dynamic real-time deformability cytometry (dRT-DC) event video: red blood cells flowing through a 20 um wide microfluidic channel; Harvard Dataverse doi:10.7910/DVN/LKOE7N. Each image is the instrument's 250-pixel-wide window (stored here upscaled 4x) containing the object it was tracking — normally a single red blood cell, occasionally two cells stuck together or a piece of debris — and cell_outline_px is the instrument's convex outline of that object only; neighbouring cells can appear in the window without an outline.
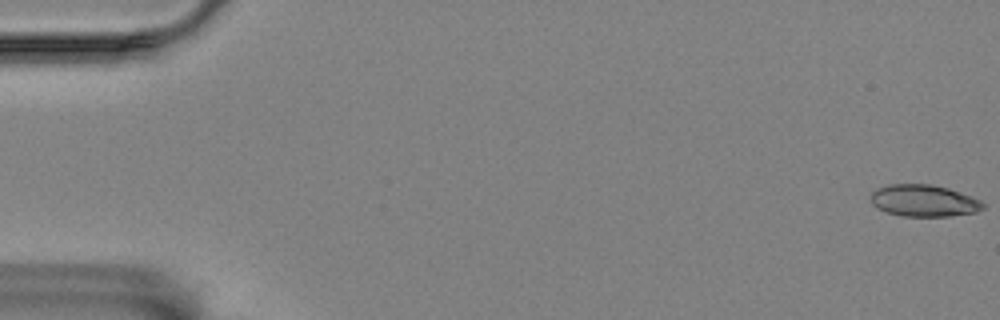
{"species": "Egyptian fruit bat (a non-hibernating species)", "species_latin": "Rousettus aegyptiacus", "temperature_condition": "room temperature", "stored_images_in_passage": 58, "camera_frame_rate_fps": 3000, "um_per_image_px": 0.085, "animal": {"sex": "female"}, "frame": {"image": 1, "passage_image": 1, "time_ms": 0.0, "image_size_px": [1000, 320], "cell_outline_px": [[984, 208], [976, 212], [952, 216], [900, 216], [884, 212], [876, 208], [872, 204], [872, 192], [876, 188], [888, 184], [932, 184], [948, 188], [972, 196], [980, 200], [984, 204]], "centroid_in_image_um": [78.51, 17.06], "position_along_channel_um": 6.5, "area_um2": 21.04}}
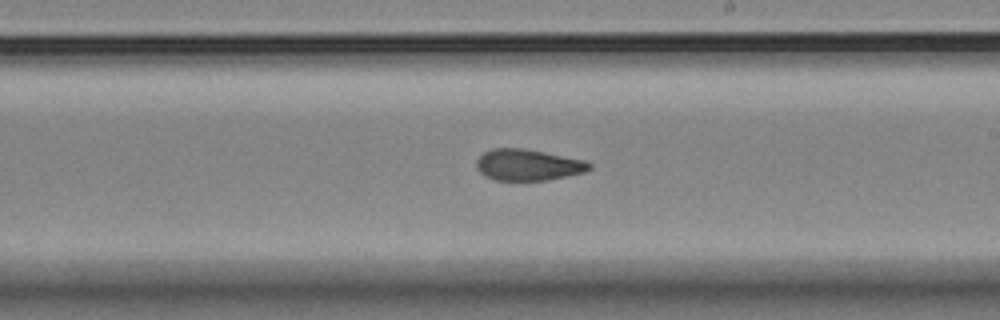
{"frame": {"image": 2, "passage_image": 34, "time_ms": 11.0, "image_size_px": [1000, 320], "cell_outline_px": [[592, 168], [584, 172], [548, 180], [496, 180], [484, 176], [476, 168], [476, 160], [484, 152], [492, 148], [524, 148], [588, 160], [592, 164]], "centroid_in_image_um": [44.9, 14.0], "position_along_channel_um": 244.1, "area_um2": 20.81}}
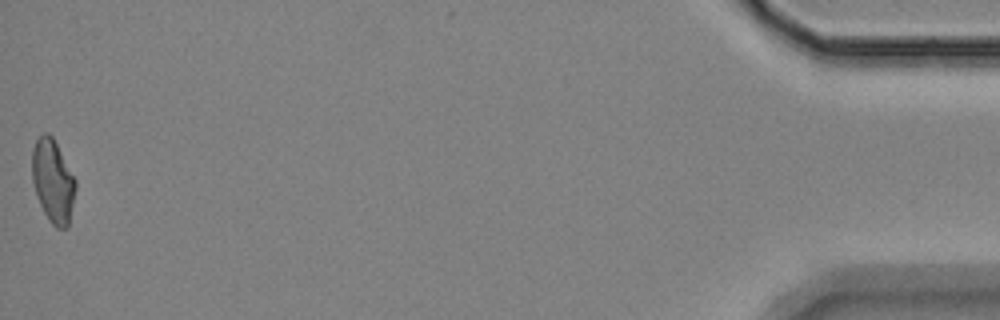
{"frame": {"image": 3, "passage_image": 58, "time_ms": 19.0, "image_size_px": [1000, 320], "cell_outline_px": [[76, 188], [68, 228], [56, 228], [48, 220], [36, 196], [32, 180], [32, 148], [36, 140], [44, 132], [48, 132], [52, 136], [76, 180]], "centroid_in_image_um": [4.49, 15.4], "position_along_channel_um": 430.7, "area_um2": 21.1}, "authors_computed_cell_mechanics": {"area_um2": 21.1548, "velocity_mm_per_s": 3.4849, "shape_relaxation_time_tau1_ms": null, "shape_relaxation_time_tau2_ms": 2.8516, "deformation_change_tau1": null, "deformation_change_tau2": 0.0975}}